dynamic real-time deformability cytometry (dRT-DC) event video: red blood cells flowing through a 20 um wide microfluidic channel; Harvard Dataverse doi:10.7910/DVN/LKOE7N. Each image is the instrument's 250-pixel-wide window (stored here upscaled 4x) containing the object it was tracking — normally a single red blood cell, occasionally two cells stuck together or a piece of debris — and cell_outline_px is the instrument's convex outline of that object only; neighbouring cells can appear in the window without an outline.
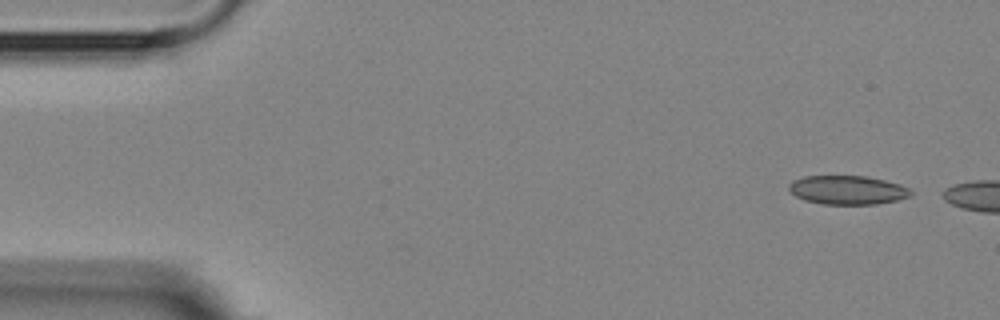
{"species": "Egyptian fruit bat (a non-hibernating species)", "species_latin": "Rousettus aegyptiacus", "temperature_condition": "room temperature", "stored_images_in_passage": 2, "camera_frame_rate_fps": 3000, "um_per_image_px": 0.085, "animal": {"sex": "female"}, "frame": {"image": 1, "passage_image": 2, "time_ms": 1.667, "image_size_px": [1000, 320], "cell_outline_px": [[912, 196], [896, 200], [876, 204], [824, 204], [804, 200], [796, 196], [788, 188], [788, 184], [792, 180], [804, 176], [864, 176], [884, 180], [900, 184], [908, 188], [912, 192]], "centroid_in_image_um": [72.03, 16.15], "position_along_channel_um": 13.0, "area_um2": 20.46}}